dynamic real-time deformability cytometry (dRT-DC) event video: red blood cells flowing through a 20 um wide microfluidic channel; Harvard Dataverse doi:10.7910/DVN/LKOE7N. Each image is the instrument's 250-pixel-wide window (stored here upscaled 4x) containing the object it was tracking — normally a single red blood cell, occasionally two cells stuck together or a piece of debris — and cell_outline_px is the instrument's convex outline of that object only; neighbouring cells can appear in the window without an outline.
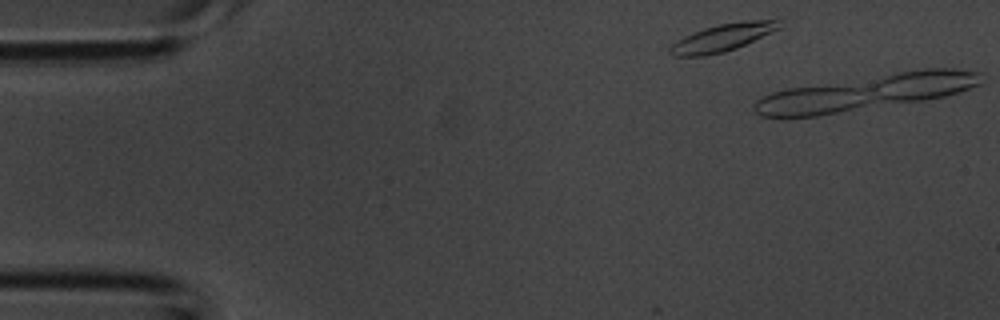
{"species": "common noctule bat (a hibernating species)", "species_latin": "Nyctalus noctula", "temperature_condition": "room temperature", "stored_images_in_passage": 4, "camera_frame_rate_fps": 3000, "um_per_image_px": 0.085, "animal": {"sex": "male", "body_mass_g": 20.1, "forearm_length_mm": 53.5}, "frame": {"image": 1, "passage_image": 1, "time_ms": 0.0, "image_size_px": [1000, 320], "cell_outline_px": [[780, 28], [736, 48], [724, 52], [704, 56], [672, 56], [668, 52], [668, 48], [676, 40], [684, 36], [704, 28], [720, 24], [748, 20], [780, 20]], "centroid_in_image_um": [61.36, 3.21], "position_along_channel_um": 23.6, "area_um2": 17.28}}